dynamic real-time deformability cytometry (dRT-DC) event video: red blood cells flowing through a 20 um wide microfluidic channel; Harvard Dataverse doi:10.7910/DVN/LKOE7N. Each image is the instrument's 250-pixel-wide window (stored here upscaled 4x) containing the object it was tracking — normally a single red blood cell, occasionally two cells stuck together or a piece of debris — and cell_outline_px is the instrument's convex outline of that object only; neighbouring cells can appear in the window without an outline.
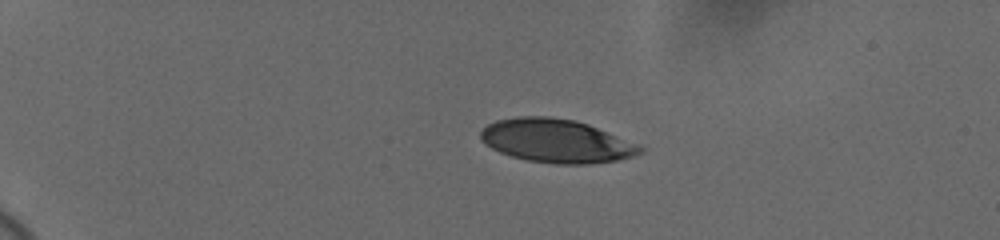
{"species": "human", "species_latin": "Homo sapiens", "temperature_condition": "cold", "stored_images_in_passage": 2, "camera_frame_rate_fps": 3000, "um_per_image_px": 0.085, "donor": {"sex": "female"}, "frame": {"image": 1, "passage_image": 1, "time_ms": 0.0, "image_size_px": [1000, 240], "cell_outline_px": [[616, 156], [600, 160], [552, 160], [512, 120], [560, 120], [580, 124], [592, 128], [596, 132]], "centroid_in_image_um": [48.11, 11.9], "position_along_channel_um": 36.9, "area_um2": 19.48}}